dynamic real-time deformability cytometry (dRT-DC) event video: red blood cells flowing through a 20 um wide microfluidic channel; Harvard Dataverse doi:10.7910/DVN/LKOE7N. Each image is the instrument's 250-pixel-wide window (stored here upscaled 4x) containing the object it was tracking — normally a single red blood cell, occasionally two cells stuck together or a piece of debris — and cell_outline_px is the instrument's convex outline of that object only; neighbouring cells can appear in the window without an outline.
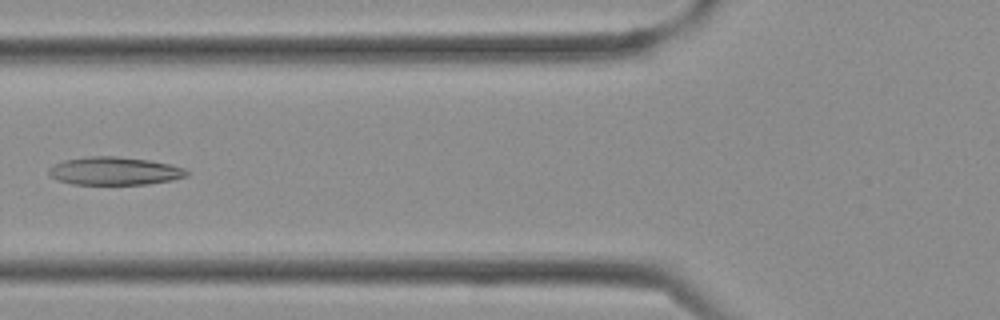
{"species": "Egyptian fruit bat (a non-hibernating species)", "species_latin": "Rousettus aegyptiacus", "temperature_condition": "cold", "stored_images_in_passage": 25, "camera_frame_rate_fps": 3000, "um_per_image_px": 0.085, "frame": {"image": 1, "passage_image": 6, "time_ms": 1.667, "image_size_px": [1000, 320], "cell_outline_px": [[192, 172], [188, 176], [172, 180], [148, 184], [72, 184], [56, 180], [48, 176], [48, 168], [64, 160], [88, 156], [116, 156], [148, 160], [168, 164], [184, 168]], "centroid_in_image_um": [9.73, 14.54], "position_along_channel_um": 116.1, "area_um2": 22.66}}
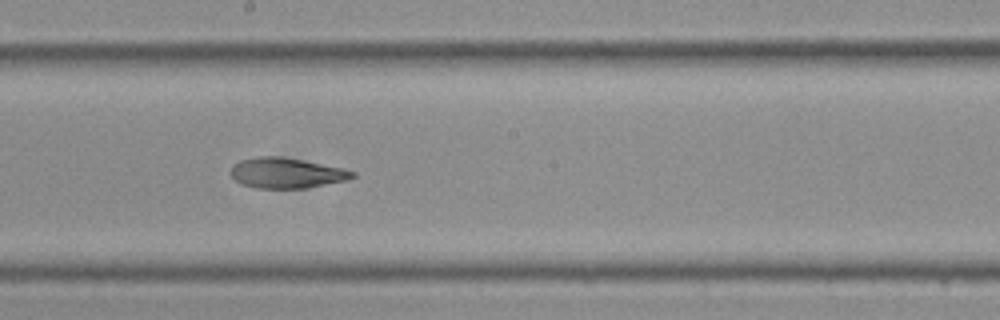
{"frame": {"image": 2, "passage_image": 12, "time_ms": 3.667, "image_size_px": [1000, 320], "cell_outline_px": [[356, 176], [348, 180], [304, 188], [256, 188], [240, 184], [232, 176], [232, 164], [240, 160], [260, 156], [280, 156], [344, 168], [356, 172]], "centroid_in_image_um": [24.36, 14.7], "position_along_channel_um": 223.8, "area_um2": 21.5}}
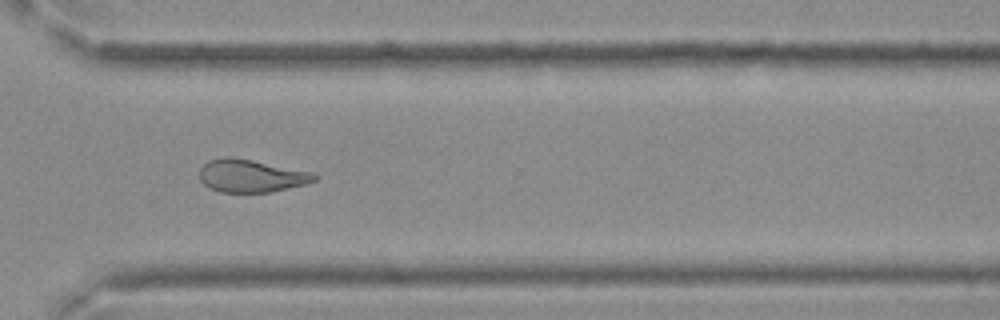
{"frame": {"image": 3, "passage_image": 19, "time_ms": 6.0, "image_size_px": [1000, 320], "cell_outline_px": [[316, 180], [304, 184], [272, 192], [220, 192], [208, 188], [200, 180], [200, 168], [208, 160], [224, 156], [232, 156], [252, 160], [308, 172], [316, 176]], "centroid_in_image_um": [21.25, 14.95], "position_along_channel_um": 349.4, "area_um2": 21.68}}